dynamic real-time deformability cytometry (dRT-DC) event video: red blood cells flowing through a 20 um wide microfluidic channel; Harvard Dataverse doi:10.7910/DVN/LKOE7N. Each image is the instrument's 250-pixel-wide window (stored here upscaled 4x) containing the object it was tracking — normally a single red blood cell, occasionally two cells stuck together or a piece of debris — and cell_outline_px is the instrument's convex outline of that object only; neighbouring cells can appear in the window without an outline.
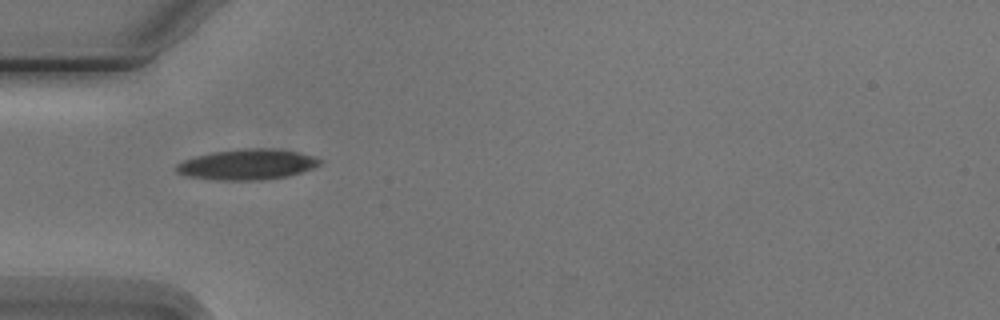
{"species": "Egyptian fruit bat (a non-hibernating species)", "species_latin": "Rousettus aegyptiacus", "temperature_condition": "cold", "stored_images_in_passage": 3, "camera_frame_rate_fps": 3000, "um_per_image_px": 0.085, "animal": {"sex": "male"}, "frame": {"image": 1, "passage_image": 2, "time_ms": 1.333, "image_size_px": [1000, 320], "cell_outline_px": [[324, 160], [320, 164], [312, 168], [288, 176], [260, 180], [216, 180], [184, 176], [176, 172], [176, 164], [184, 160], [196, 156], [212, 152], [240, 148], [280, 148], [300, 152]], "centroid_in_image_um": [21.01, 13.97], "position_along_channel_um": 64.0, "area_um2": 25.84}}
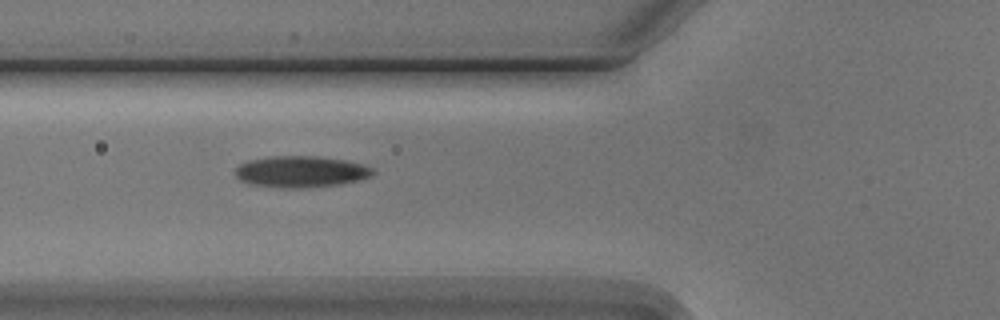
{"frame": {"image": 2, "passage_image": 3, "time_ms": 2.333, "image_size_px": [1000, 320], "cell_outline_px": [[376, 172], [368, 176], [356, 180], [340, 184], [300, 188], [280, 188], [248, 184], [240, 180], [236, 176], [236, 168], [240, 164], [248, 160], [272, 156], [312, 156], [344, 160], [360, 164], [372, 168]], "centroid_in_image_um": [25.51, 14.6], "position_along_channel_um": 100.3, "area_um2": 24.91}}